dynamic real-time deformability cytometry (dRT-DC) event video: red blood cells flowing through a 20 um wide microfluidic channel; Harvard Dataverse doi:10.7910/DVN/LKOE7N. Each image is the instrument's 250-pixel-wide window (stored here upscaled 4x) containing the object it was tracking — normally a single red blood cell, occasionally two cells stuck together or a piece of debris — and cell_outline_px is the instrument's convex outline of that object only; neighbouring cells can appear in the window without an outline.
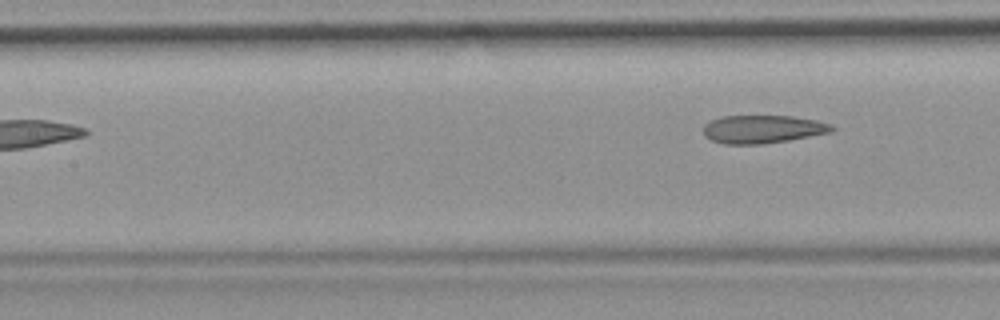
{"species": "common noctule bat (a hibernating species)", "species_latin": "Nyctalus noctula", "temperature_condition": "room temperature", "stored_images_in_passage": 5, "camera_frame_rate_fps": 3000, "um_per_image_px": 0.085, "animal": {"sex": "female", "body_mass_g": 19.9}, "frame": {"image": 1, "passage_image": 5, "time_ms": 1.333, "image_size_px": [1000, 320], "cell_outline_px": [[836, 128], [832, 132], [788, 140], [760, 144], [724, 144], [712, 140], [704, 136], [704, 124], [712, 120], [724, 116], [792, 116], [816, 120], [832, 124]], "centroid_in_image_um": [64.85, 10.98], "position_along_channel_um": 142.6, "area_um2": 20.98}}